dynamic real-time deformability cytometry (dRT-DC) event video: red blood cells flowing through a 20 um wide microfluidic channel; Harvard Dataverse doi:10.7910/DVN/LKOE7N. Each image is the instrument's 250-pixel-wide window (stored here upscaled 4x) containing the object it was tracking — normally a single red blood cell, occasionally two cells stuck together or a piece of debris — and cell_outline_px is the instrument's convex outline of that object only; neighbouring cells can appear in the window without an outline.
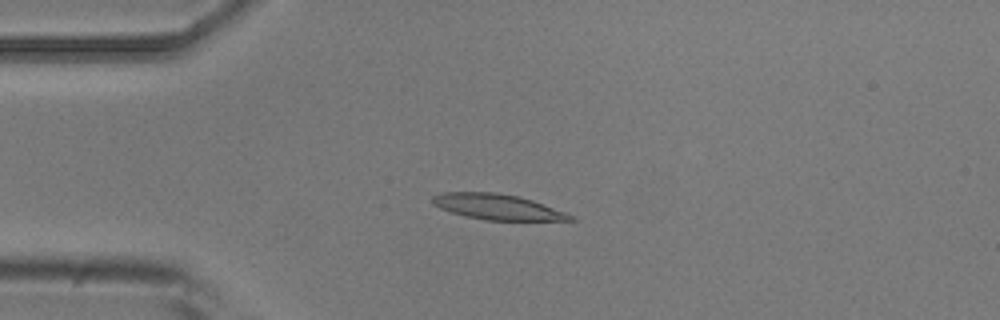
{"species": "common noctule bat (a hibernating species)", "species_latin": "Nyctalus noctula", "temperature_condition": "room temperature", "stored_images_in_passage": 42, "camera_frame_rate_fps": 3000, "um_per_image_px": 0.085, "animal": {"sex": "male", "body_mass_g": 20.5, "forearm_length_mm": 52.5}, "frame": {"image": 1, "passage_image": 9, "time_ms": 2.667, "image_size_px": [1000, 320], "cell_outline_px": [[576, 220], [484, 220], [464, 216], [440, 208], [432, 204], [432, 196], [440, 192], [496, 192], [520, 196], [532, 200], [576, 216]], "centroid_in_image_um": [42.26, 17.58], "position_along_channel_um": 42.7, "area_um2": 20.58}}
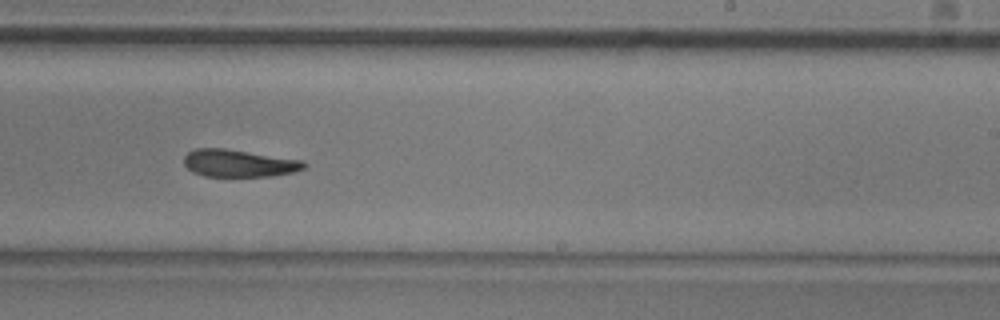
{"frame": {"image": 2, "passage_image": 29, "time_ms": 9.333, "image_size_px": [1000, 320], "cell_outline_px": [[308, 164], [304, 168], [292, 172], [272, 176], [204, 176], [192, 172], [184, 164], [184, 156], [188, 152], [196, 148], [224, 148], [304, 160]], "centroid_in_image_um": [20.31, 13.87], "position_along_channel_um": 268.7, "area_um2": 19.19}}
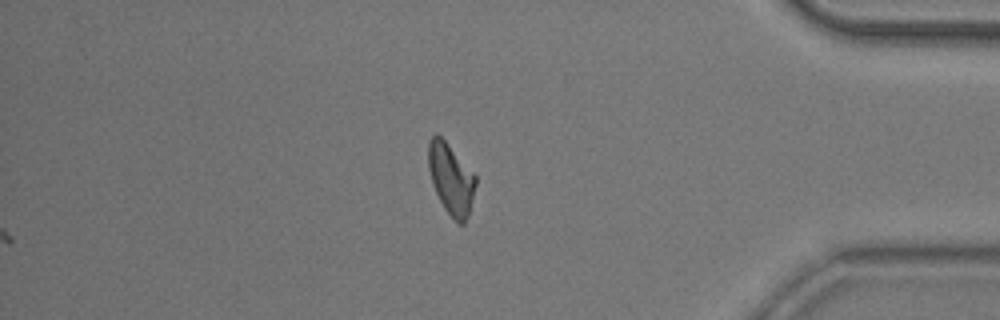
{"frame": {"image": 3, "passage_image": 42, "time_ms": 13.667, "image_size_px": [1000, 320], "cell_outline_px": [[476, 184], [468, 216], [464, 224], [460, 224], [444, 208], [432, 184], [428, 168], [428, 140], [436, 132], [444, 140], [476, 176]], "centroid_in_image_um": [38.31, 15.19], "position_along_channel_um": 396.9, "area_um2": 19.19}, "authors_computed_cell_mechanics": {"area_um2": 20.2589, "velocity_mm_per_s": 3.7006, "shape_relaxation_time_tau1_ms": 5.3522, "shape_relaxation_time_tau2_ms": 3.9656, "deformation_change_tau1": 0.1742, "deformation_change_tau2": 0.1072}}